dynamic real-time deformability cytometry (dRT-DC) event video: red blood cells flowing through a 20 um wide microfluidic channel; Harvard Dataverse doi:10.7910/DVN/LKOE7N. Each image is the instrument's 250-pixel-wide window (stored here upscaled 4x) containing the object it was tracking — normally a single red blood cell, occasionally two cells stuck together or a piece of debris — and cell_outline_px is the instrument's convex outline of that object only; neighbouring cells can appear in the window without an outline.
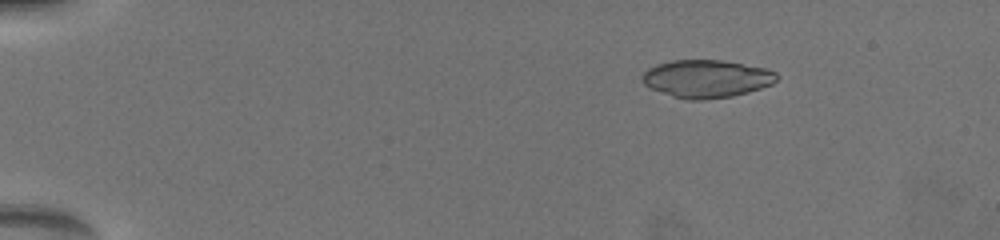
{"species": "common noctule bat (a hibernating species)", "species_latin": "Nyctalus noctula", "temperature_condition": "warm", "stored_images_in_passage": 43, "camera_frame_rate_fps": 3000, "um_per_image_px": 0.085, "animal": {"sex": "female", "body_mass_g": 19.5, "forearm_length_mm": 54.1}, "frame": {"image": 1, "passage_image": 8, "time_ms": 2.667, "image_size_px": [1000, 240], "cell_outline_px": [[776, 80], [772, 84], [748, 92], [732, 96], [704, 100], [688, 100], [672, 96], [652, 88], [644, 84], [640, 80], [640, 76], [648, 68], [656, 64], [672, 60], [720, 60], [764, 68], [776, 72]], "centroid_in_image_um": [60.01, 6.69], "position_along_channel_um": 25.0, "area_um2": 29.48}}
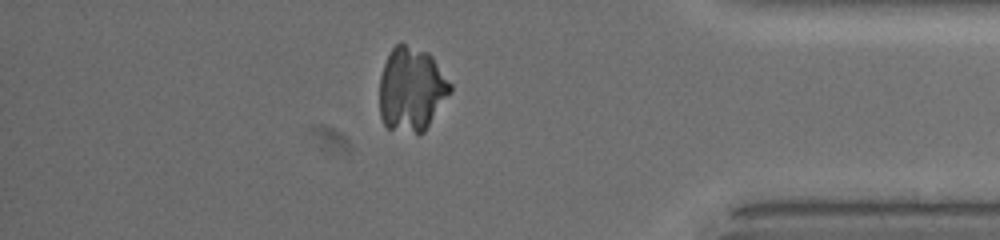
{"frame": {"image": 2, "passage_image": 38, "time_ms": 16.0, "image_size_px": [1000, 240], "cell_outline_px": [[452, 88], [424, 132], [420, 136], [388, 128], [384, 124], [380, 116], [380, 76], [384, 64], [392, 48], [396, 44], [404, 44], [428, 52], [432, 56], [452, 84]], "centroid_in_image_um": [34.97, 7.62], "position_along_channel_um": 400.2, "area_um2": 34.62}}
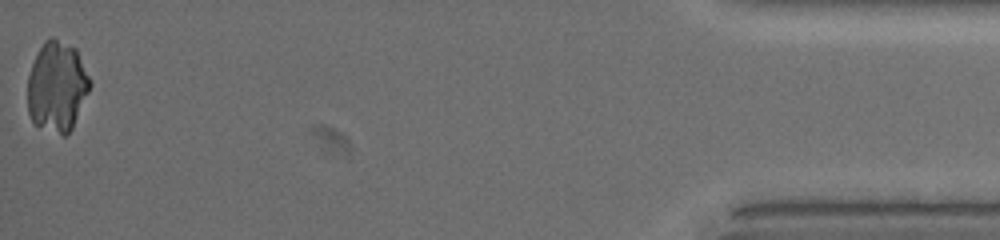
{"frame": {"image": 3, "passage_image": 43, "time_ms": 18.333, "image_size_px": [1000, 240], "cell_outline_px": [[92, 84], [72, 128], [64, 136], [36, 124], [32, 120], [28, 112], [28, 76], [32, 64], [44, 40], [52, 36], [76, 48]], "centroid_in_image_um": [4.85, 7.34], "position_along_channel_um": 430.4, "area_um2": 32.48}}